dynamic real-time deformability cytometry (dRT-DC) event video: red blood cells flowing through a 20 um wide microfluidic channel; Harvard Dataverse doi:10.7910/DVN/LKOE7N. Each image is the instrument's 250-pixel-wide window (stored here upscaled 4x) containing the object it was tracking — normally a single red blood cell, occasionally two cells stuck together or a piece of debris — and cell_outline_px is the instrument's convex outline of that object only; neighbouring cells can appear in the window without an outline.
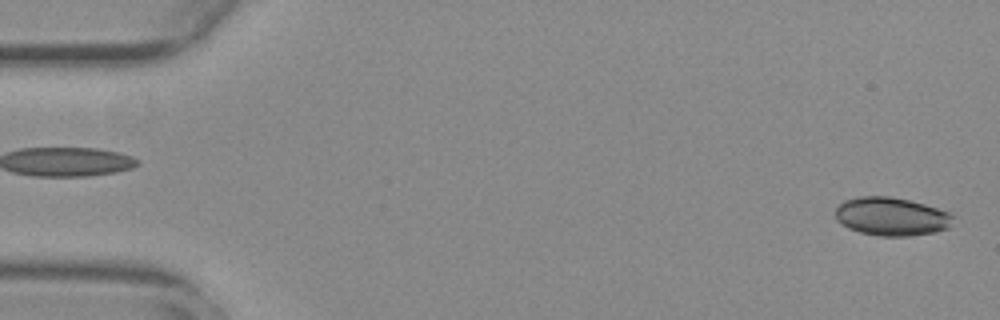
{"species": "common noctule bat (a hibernating species)", "species_latin": "Nyctalus noctula", "temperature_condition": "warm", "stored_images_in_passage": 54, "camera_frame_rate_fps": 3000, "um_per_image_px": 0.085, "animal": {"sex": "female", "body_mass_g": 29.2, "forearm_length_mm": 56.3}, "frame": {"image": 1, "passage_image": 1, "time_ms": 0.0, "image_size_px": [1000, 320], "cell_outline_px": [[952, 216], [948, 228], [936, 232], [908, 236], [876, 236], [860, 232], [848, 228], [840, 224], [836, 220], [836, 208], [844, 200], [860, 196], [888, 196], [908, 200], [924, 204], [948, 212]], "centroid_in_image_um": [75.72, 18.41], "position_along_channel_um": 9.3, "area_um2": 26.18}}
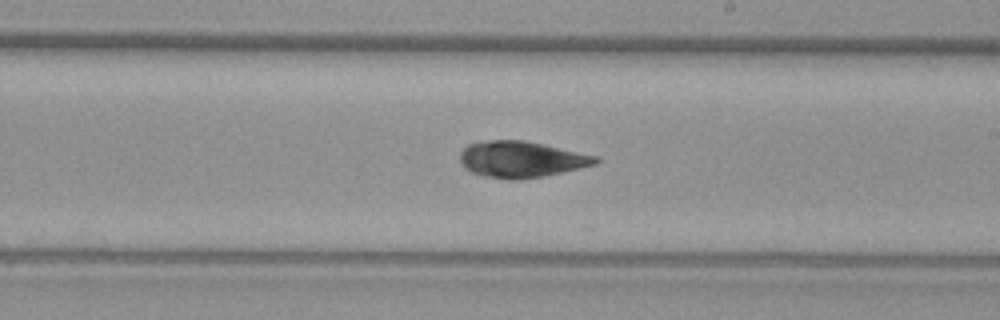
{"frame": {"image": 2, "passage_image": 31, "time_ms": 10.0, "image_size_px": [1000, 320], "cell_outline_px": [[600, 160], [596, 164], [544, 176], [516, 180], [508, 180], [480, 176], [464, 168], [460, 160], [460, 152], [468, 144], [480, 140], [524, 140], [596, 156]], "centroid_in_image_um": [44.24, 13.55], "position_along_channel_um": 244.8, "area_um2": 28.67}}
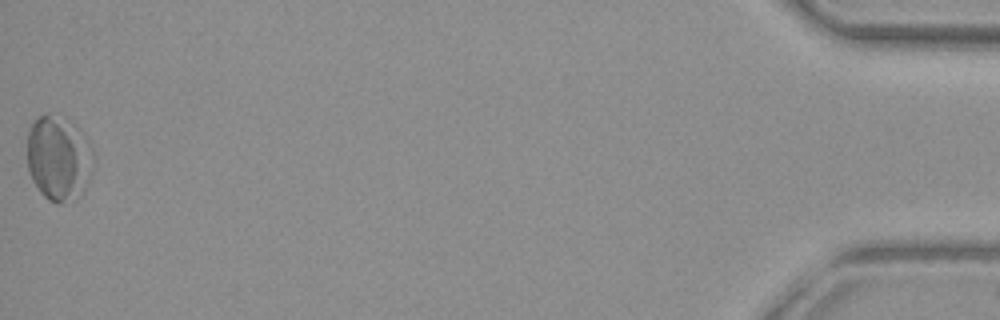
{"frame": {"image": 3, "passage_image": 54, "time_ms": 17.667, "image_size_px": [1000, 320], "cell_outline_px": [[96, 156], [92, 172], [84, 192], [60, 204], [56, 204], [48, 200], [40, 192], [32, 180], [28, 172], [28, 132], [32, 124], [40, 116], [48, 112], [92, 148]], "centroid_in_image_um": [4.95, 13.6], "position_along_channel_um": 430.2, "area_um2": 31.39}, "authors_computed_cell_mechanics": {"area_um2": 27.166, "velocity_mm_per_s": 3.7778, "shape_relaxation_time_tau1_ms": 6.1291, "shape_relaxation_time_tau2_ms": 4.2724, "deformation_change_tau1": 0.108, "deformation_change_tau2": 0.0908}}